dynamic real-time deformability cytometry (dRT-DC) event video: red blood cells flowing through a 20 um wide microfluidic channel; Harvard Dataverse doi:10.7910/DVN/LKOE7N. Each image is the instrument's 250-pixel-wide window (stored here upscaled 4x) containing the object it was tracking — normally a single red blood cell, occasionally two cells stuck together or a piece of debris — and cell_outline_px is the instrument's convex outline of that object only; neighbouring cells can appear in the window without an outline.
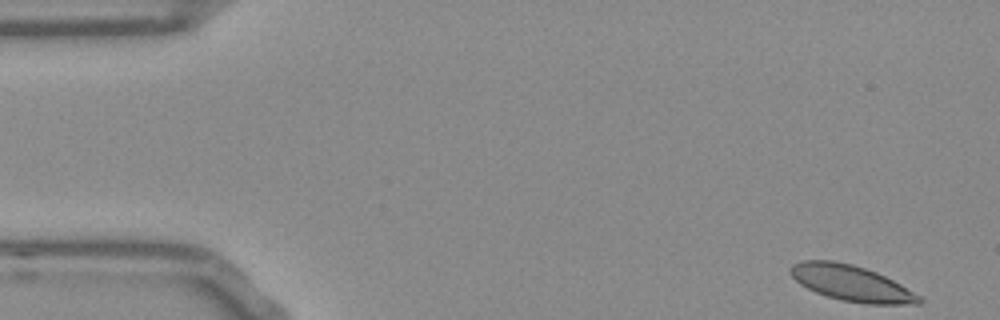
{"species": "Egyptian fruit bat (a non-hibernating species)", "species_latin": "Rousettus aegyptiacus", "temperature_condition": "room temperature", "stored_images_in_passage": 53, "segment_of_instrument_passage": [1, 2], "camera_frame_rate_fps": 3000, "um_per_image_px": 0.085, "frame": {"image": 1, "passage_image": 1, "time_ms": 0.0, "image_size_px": [1000, 320], "cell_outline_px": [[924, 300], [920, 304], [864, 304], [840, 300], [816, 292], [800, 284], [788, 272], [792, 264], [804, 260], [832, 260], [852, 264], [876, 272], [900, 284], [920, 296]], "centroid_in_image_um": [72.35, 24.07], "position_along_channel_um": 12.6, "area_um2": 26.7}}
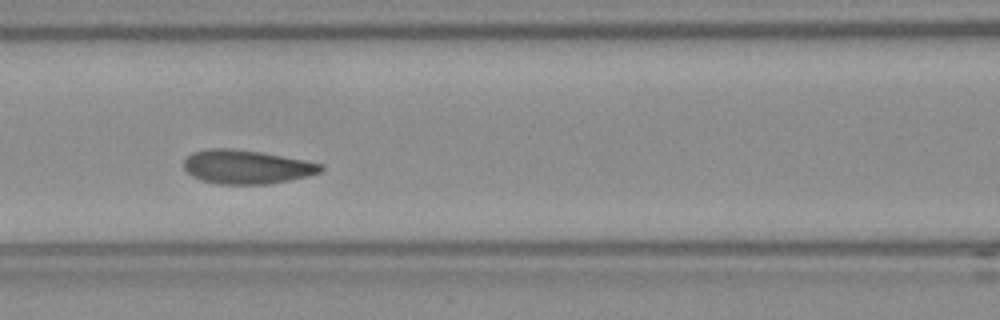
{"frame": {"image": 2, "passage_image": 21, "time_ms": 6.667, "image_size_px": [1000, 320], "cell_outline_px": [[324, 168], [320, 172], [308, 176], [268, 184], [216, 184], [200, 180], [192, 176], [184, 168], [184, 160], [192, 152], [204, 148], [228, 148], [260, 152], [304, 160], [324, 164]], "centroid_in_image_um": [20.93, 14.18], "position_along_channel_um": 145.7, "area_um2": 27.05}}
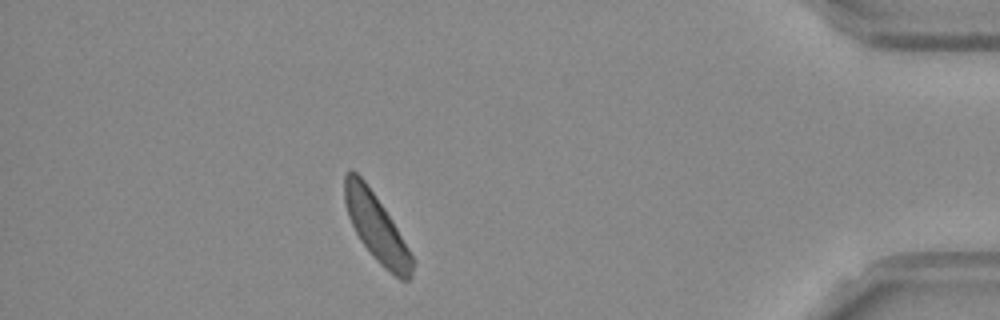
{"frame": {"image": 3, "passage_image": 46, "time_ms": 15.0, "image_size_px": [1000, 320], "cell_outline_px": [[412, 276], [408, 280], [400, 280], [384, 268], [376, 260], [360, 240], [348, 216], [344, 200], [344, 176], [352, 168], [364, 180], [384, 208], [392, 220], [408, 248], [412, 256]], "centroid_in_image_um": [31.97, 19.34], "position_along_channel_um": 403.2, "area_um2": 26.07}}